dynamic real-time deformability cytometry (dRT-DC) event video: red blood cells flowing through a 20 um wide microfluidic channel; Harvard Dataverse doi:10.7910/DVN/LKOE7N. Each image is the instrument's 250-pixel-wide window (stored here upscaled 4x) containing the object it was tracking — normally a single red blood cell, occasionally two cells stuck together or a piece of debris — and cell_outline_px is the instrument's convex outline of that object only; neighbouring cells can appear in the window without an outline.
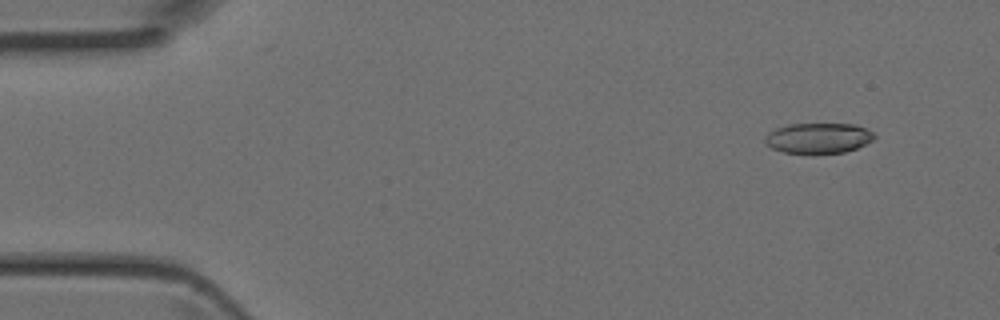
{"species": "Egyptian fruit bat (a non-hibernating species)", "species_latin": "Rousettus aegyptiacus", "temperature_condition": "room temperature", "stored_images_in_passage": 4, "camera_frame_rate_fps": 3000, "um_per_image_px": 0.085, "animal": {"sex": "female"}, "frame": {"image": 1, "passage_image": 1, "time_ms": 0.0, "image_size_px": [1000, 320], "cell_outline_px": [[876, 136], [872, 140], [856, 148], [844, 152], [784, 152], [772, 148], [764, 140], [768, 132], [776, 128], [788, 124], [852, 124], [864, 128], [872, 132]], "centroid_in_image_um": [69.55, 11.71], "position_along_channel_um": 15.5, "area_um2": 18.84}}